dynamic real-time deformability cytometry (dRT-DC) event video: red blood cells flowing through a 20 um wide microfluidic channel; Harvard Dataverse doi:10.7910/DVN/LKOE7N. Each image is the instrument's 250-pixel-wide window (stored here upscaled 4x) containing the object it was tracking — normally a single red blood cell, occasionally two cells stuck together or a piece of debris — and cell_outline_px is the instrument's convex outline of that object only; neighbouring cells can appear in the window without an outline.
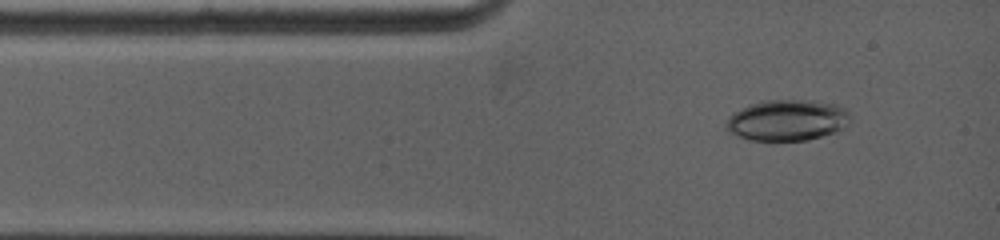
{"species": "common noctule bat (a hibernating species)", "species_latin": "Nyctalus noctula", "temperature_condition": "warm", "stored_images_in_passage": 2, "camera_frame_rate_fps": 5000, "um_per_image_px": 0.085, "animal": {"sex": "female", "body_mass_g": 19.0, "forearm_length_mm": 53.3}, "frame": {"image": 1, "passage_image": 1, "time_ms": 0.0, "image_size_px": [1000, 240], "cell_outline_px": [[848, 124], [840, 132], [808, 140], [748, 140], [728, 132], [724, 128], [724, 124], [728, 116], [748, 104], [764, 100], [812, 100], [832, 104], [844, 108], [848, 112]], "centroid_in_image_um": [66.88, 10.23], "position_along_channel_um": 18.1, "area_um2": 30.0}}